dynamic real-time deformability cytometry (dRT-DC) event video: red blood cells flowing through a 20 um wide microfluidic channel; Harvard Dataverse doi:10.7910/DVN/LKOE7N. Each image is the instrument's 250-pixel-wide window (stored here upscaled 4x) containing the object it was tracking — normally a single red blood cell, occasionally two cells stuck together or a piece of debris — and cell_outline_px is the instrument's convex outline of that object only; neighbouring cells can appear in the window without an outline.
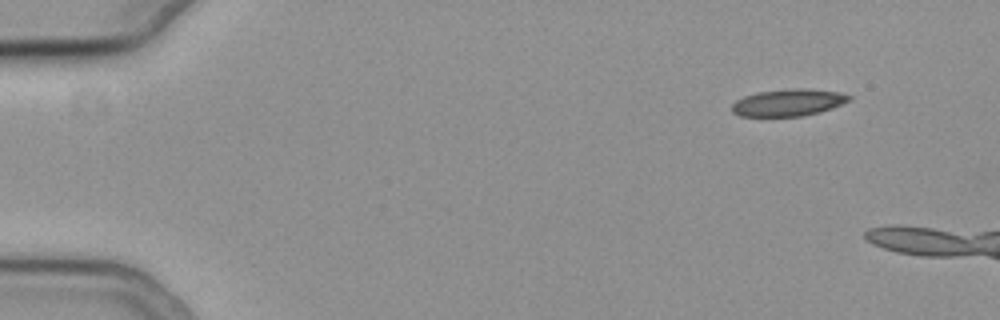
{"species": "common noctule bat (a hibernating species)", "species_latin": "Nyctalus noctula", "temperature_condition": "cold", "stored_images_in_passage": 9, "camera_frame_rate_fps": 3000, "um_per_image_px": 0.085, "animal": {"sex": "female", "body_mass_g": 19.3, "forearm_length_mm": 54.1}, "frame": {"image": 1, "passage_image": 1, "time_ms": 0.0, "image_size_px": [1000, 320], "cell_outline_px": [[852, 100], [832, 108], [820, 112], [800, 116], [740, 116], [732, 112], [732, 104], [736, 100], [744, 96], [756, 92], [792, 88], [808, 88], [840, 92], [852, 96]], "centroid_in_image_um": [67.03, 8.7], "position_along_channel_um": 18.0, "area_um2": 18.61}}